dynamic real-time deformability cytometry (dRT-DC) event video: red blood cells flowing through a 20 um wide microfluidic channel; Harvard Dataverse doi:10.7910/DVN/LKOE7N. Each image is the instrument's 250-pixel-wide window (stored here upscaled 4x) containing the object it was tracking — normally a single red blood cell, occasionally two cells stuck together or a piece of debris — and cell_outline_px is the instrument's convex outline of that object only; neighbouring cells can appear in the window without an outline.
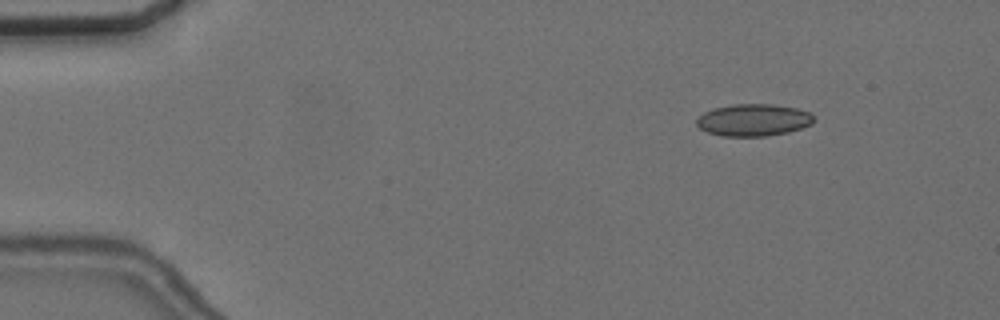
{"species": "common noctule bat (a hibernating species)", "species_latin": "Nyctalus noctula", "temperature_condition": "cold", "stored_images_in_passage": 8, "camera_frame_rate_fps": 3000, "um_per_image_px": 0.085, "animal": {"sex": "female", "body_mass_g": 24.6, "forearm_length_mm": 56.2}, "frame": {"image": 1, "passage_image": 2, "time_ms": 1.333, "image_size_px": [1000, 320], "cell_outline_px": [[812, 124], [788, 132], [768, 136], [720, 136], [708, 132], [700, 128], [696, 124], [696, 120], [704, 112], [712, 108], [732, 104], [772, 104], [796, 108], [808, 112], [812, 116]], "centroid_in_image_um": [64.0, 10.2], "position_along_channel_um": 21.0, "area_um2": 21.85}}
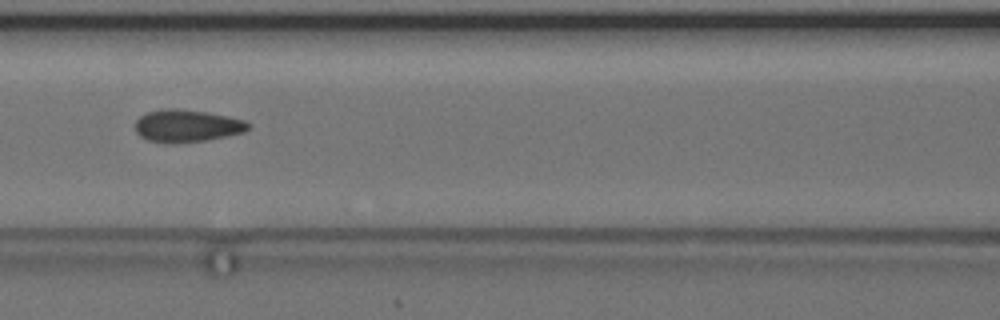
{"frame": {"image": 2, "passage_image": 6, "time_ms": 7.333, "image_size_px": [1000, 320], "cell_outline_px": [[252, 128], [244, 132], [228, 136], [204, 140], [164, 144], [148, 140], [140, 136], [136, 132], [136, 120], [140, 116], [148, 112], [160, 108], [180, 108], [208, 112], [228, 116], [244, 120], [252, 124]], "centroid_in_image_um": [15.91, 10.68], "position_along_channel_um": 150.7, "area_um2": 21.68}}